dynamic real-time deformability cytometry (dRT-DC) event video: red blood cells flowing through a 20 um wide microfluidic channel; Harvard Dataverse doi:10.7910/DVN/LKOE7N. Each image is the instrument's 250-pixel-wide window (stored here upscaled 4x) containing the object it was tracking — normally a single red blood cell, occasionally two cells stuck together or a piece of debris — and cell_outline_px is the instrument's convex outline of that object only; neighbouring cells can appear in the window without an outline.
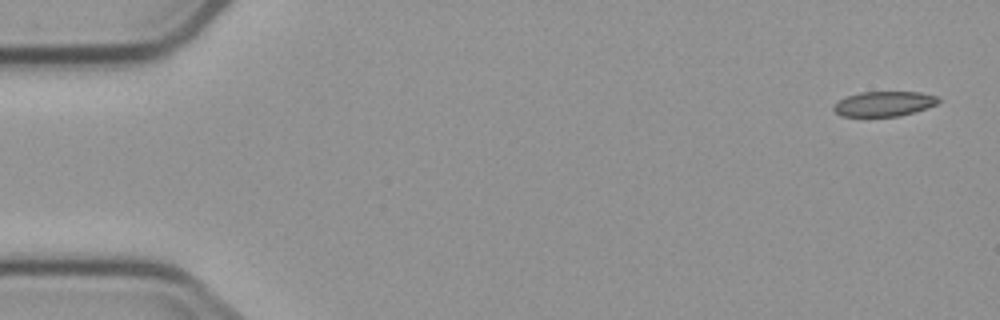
{"species": "common noctule bat (a hibernating species)", "species_latin": "Nyctalus noctula", "temperature_condition": "cold", "stored_images_in_passage": 5, "camera_frame_rate_fps": 3000, "um_per_image_px": 0.085, "animal": {"sex": "male", "body_mass_g": 23.1, "forearm_length_mm": 52.7}, "frame": {"image": 1, "passage_image": 1, "time_ms": 0.0, "image_size_px": [1000, 320], "cell_outline_px": [[940, 100], [936, 104], [900, 116], [840, 116], [832, 108], [840, 100], [848, 96], [860, 92], [920, 92], [936, 96]], "centroid_in_image_um": [75.13, 8.82], "position_along_channel_um": 9.9, "area_um2": 14.91}}